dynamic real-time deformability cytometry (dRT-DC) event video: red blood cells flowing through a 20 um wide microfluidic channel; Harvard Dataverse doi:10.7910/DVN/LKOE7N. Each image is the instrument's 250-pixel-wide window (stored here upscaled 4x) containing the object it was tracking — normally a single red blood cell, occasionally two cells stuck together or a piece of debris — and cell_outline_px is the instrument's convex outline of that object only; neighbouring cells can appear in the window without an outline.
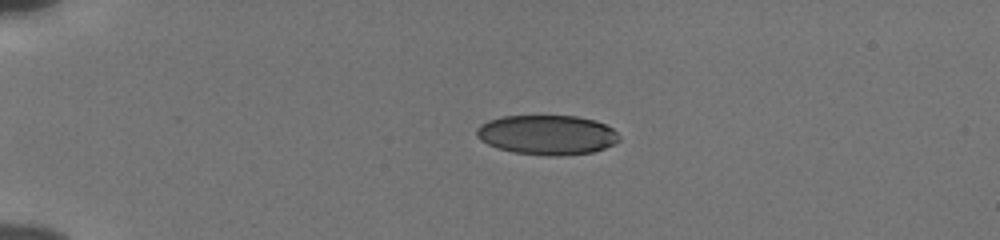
{"species": "human", "species_latin": "Homo sapiens", "temperature_condition": "cold", "stored_images_in_passage": 42, "camera_frame_rate_fps": 3000, "um_per_image_px": 0.085, "donor": {"sex": "male"}, "frame": {"image": 1, "passage_image": 1, "time_ms": 0.0, "image_size_px": [1000, 240], "cell_outline_px": [[620, 140], [604, 148], [592, 152], [560, 156], [548, 156], [512, 152], [488, 144], [480, 140], [476, 136], [476, 128], [480, 124], [488, 120], [500, 116], [576, 116], [596, 120], [612, 128], [620, 136]], "centroid_in_image_um": [46.48, 11.46], "position_along_channel_um": 38.5, "area_um2": 33.06}}
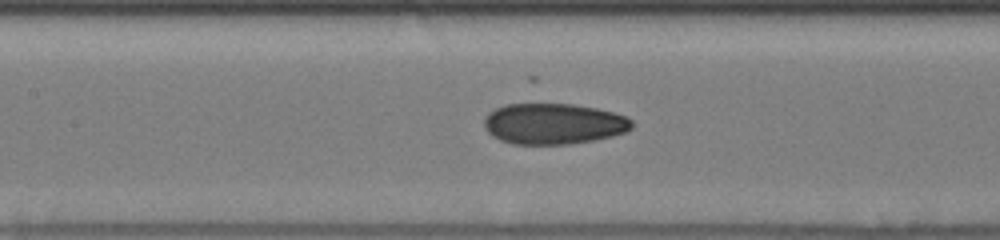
{"frame": {"image": 2, "passage_image": 15, "time_ms": 4.667, "image_size_px": [1000, 240], "cell_outline_px": [[632, 128], [628, 132], [596, 140], [572, 144], [512, 144], [500, 140], [492, 136], [484, 128], [484, 120], [488, 112], [504, 104], [572, 104], [596, 108], [612, 112], [624, 116], [632, 120]], "centroid_in_image_um": [47.04, 10.53], "position_along_channel_um": 160.4, "area_um2": 35.43}}
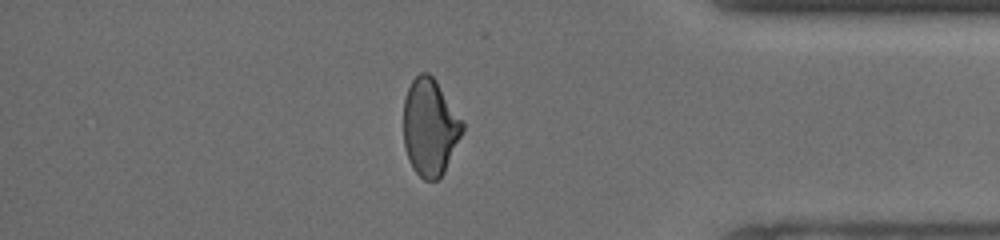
{"frame": {"image": 3, "passage_image": 35, "time_ms": 11.333, "image_size_px": [1000, 240], "cell_outline_px": [[464, 128], [444, 172], [436, 180], [424, 180], [412, 168], [408, 160], [404, 148], [404, 100], [408, 88], [412, 80], [420, 72], [428, 72], [436, 80], [464, 124]], "centroid_in_image_um": [36.52, 10.81], "position_along_channel_um": 398.7, "area_um2": 33.0}, "authors_computed_cell_mechanics": {"area_um2": 34.6511, "velocity_mm_per_s": 3.8717, "shape_relaxation_time_tau1_ms": 7.4854, "shape_relaxation_time_tau2_ms": 1.6224, "deformation_change_tau1": 0.1846, "deformation_change_tau2": 0.067}}